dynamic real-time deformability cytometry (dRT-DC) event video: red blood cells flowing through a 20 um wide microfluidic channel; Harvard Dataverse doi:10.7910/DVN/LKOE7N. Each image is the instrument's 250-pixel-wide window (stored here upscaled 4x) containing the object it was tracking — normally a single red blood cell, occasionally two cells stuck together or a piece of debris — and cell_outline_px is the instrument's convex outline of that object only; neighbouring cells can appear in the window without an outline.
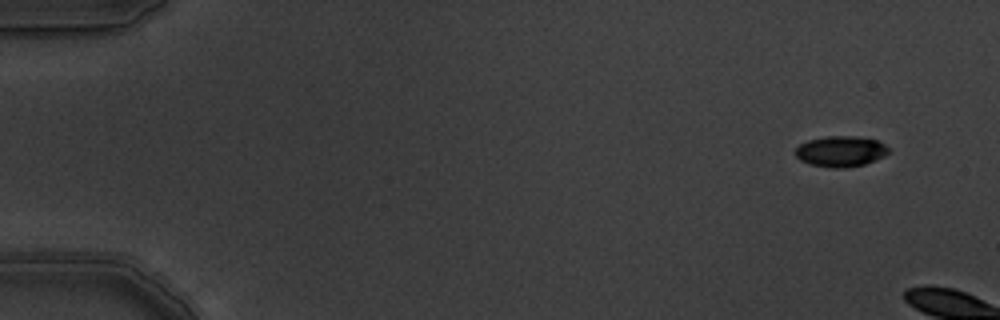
{"species": "common noctule bat (a hibernating species)", "species_latin": "Nyctalus noctula", "temperature_condition": "warm", "stored_images_in_passage": 6, "camera_frame_rate_fps": 3000, "um_per_image_px": 0.085, "animal": {"sex": "male", "body_mass_g": 19.5, "forearm_length_mm": 54.6}, "frame": {"image": 1, "passage_image": 1, "time_ms": 0.0, "image_size_px": [1000, 320], "cell_outline_px": [[888, 152], [884, 156], [864, 164], [844, 168], [832, 168], [808, 164], [800, 160], [796, 156], [796, 148], [800, 144], [808, 140], [828, 136], [856, 136], [876, 140], [884, 144], [888, 148]], "centroid_in_image_um": [71.44, 12.87], "position_along_channel_um": 13.6, "area_um2": 16.59}}